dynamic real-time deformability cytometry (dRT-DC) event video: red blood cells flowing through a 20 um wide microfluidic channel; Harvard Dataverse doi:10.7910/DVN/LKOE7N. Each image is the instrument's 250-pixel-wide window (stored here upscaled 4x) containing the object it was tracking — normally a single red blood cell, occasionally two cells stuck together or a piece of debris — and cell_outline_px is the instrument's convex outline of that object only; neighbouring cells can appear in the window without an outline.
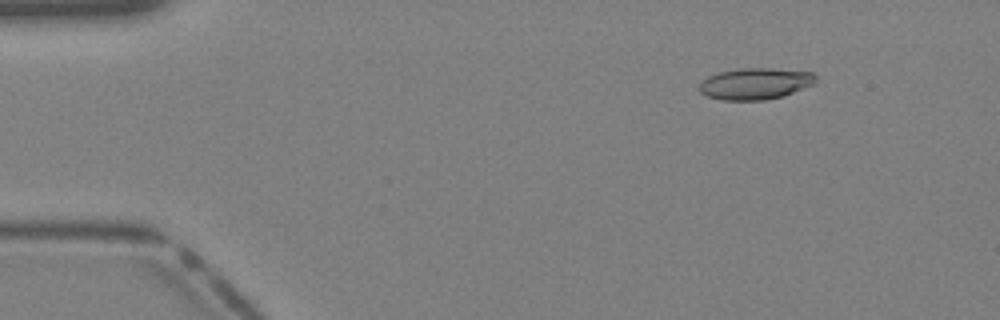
{"species": "Egyptian fruit bat (a non-hibernating species)", "species_latin": "Rousettus aegyptiacus", "temperature_condition": "warm", "stored_images_in_passage": 38, "camera_frame_rate_fps": 3000, "um_per_image_px": 0.085, "animal": {"sex": "female"}, "frame": {"image": 1, "passage_image": 4, "time_ms": 1.0, "image_size_px": [1000, 320], "cell_outline_px": [[816, 80], [812, 84], [784, 96], [764, 100], [720, 100], [708, 96], [700, 92], [700, 84], [708, 76], [720, 72], [740, 68], [768, 68], [812, 72], [816, 76]], "centroid_in_image_um": [64.19, 7.11], "position_along_channel_um": 20.8, "area_um2": 21.15}}
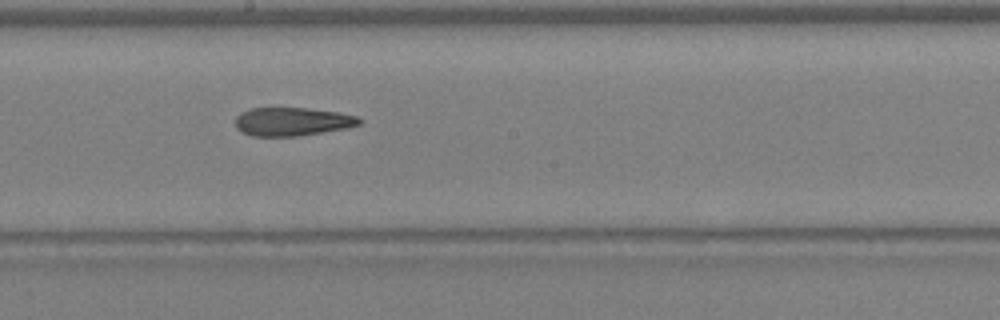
{"frame": {"image": 2, "passage_image": 21, "time_ms": 6.667, "image_size_px": [1000, 320], "cell_outline_px": [[360, 124], [344, 128], [296, 136], [252, 136], [240, 132], [236, 128], [236, 116], [240, 112], [252, 108], [308, 108], [336, 112], [356, 116], [360, 120]], "centroid_in_image_um": [24.76, 10.33], "position_along_channel_um": 223.4, "area_um2": 20.29}}
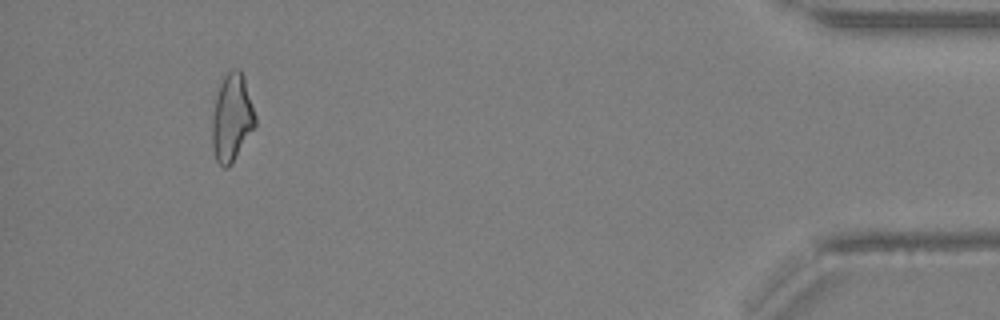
{"frame": {"image": 3, "passage_image": 36, "time_ms": 11.667, "image_size_px": [1000, 320], "cell_outline_px": [[256, 124], [232, 164], [228, 168], [224, 168], [216, 160], [212, 148], [212, 112], [216, 96], [220, 84], [224, 76], [232, 68], [240, 68], [244, 76], [256, 116]], "centroid_in_image_um": [19.7, 10.0], "position_along_channel_um": 415.5, "area_um2": 22.14}}